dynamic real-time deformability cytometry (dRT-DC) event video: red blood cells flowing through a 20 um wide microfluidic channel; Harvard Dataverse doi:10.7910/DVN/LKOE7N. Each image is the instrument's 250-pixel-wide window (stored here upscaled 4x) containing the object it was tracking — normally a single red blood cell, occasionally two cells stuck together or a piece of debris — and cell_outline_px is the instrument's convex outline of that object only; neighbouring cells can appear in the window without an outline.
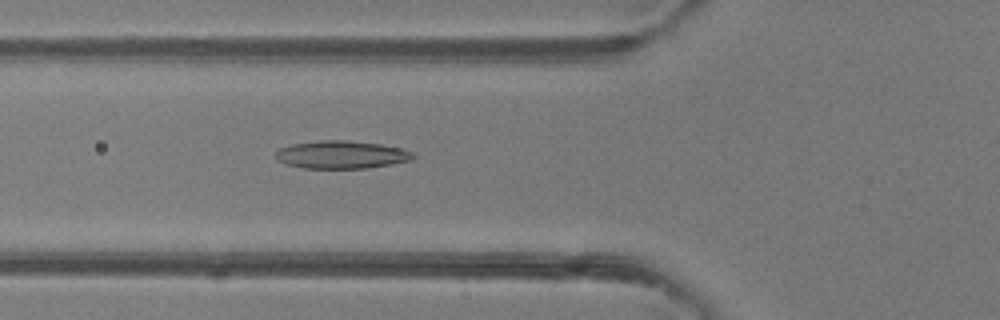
{"species": "common noctule bat (a hibernating species)", "species_latin": "Nyctalus noctula", "temperature_condition": "room temperature", "stored_images_in_passage": 29, "camera_frame_rate_fps": 3000, "um_per_image_px": 0.085, "animal": {"sex": "female"}, "frame": {"image": 1, "passage_image": 3, "time_ms": 0.667, "image_size_px": [1000, 320], "cell_outline_px": [[416, 156], [412, 160], [392, 164], [368, 168], [304, 168], [288, 164], [276, 160], [276, 152], [280, 148], [292, 144], [320, 140], [348, 140], [380, 144], [400, 148], [412, 152]], "centroid_in_image_um": [29.04, 13.14], "position_along_channel_um": 96.8, "area_um2": 22.25}}
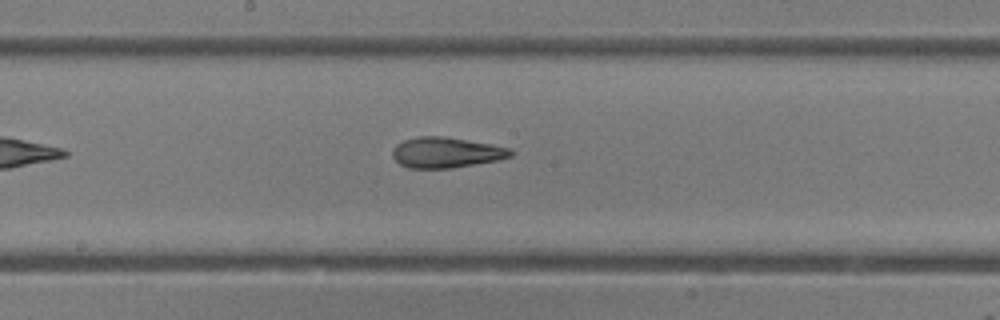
{"frame": {"image": 2, "passage_image": 11, "time_ms": 3.333, "image_size_px": [1000, 320], "cell_outline_px": [[516, 152], [512, 156], [500, 160], [452, 168], [408, 168], [400, 164], [392, 156], [392, 148], [396, 144], [404, 140], [420, 136], [444, 136], [492, 144], [512, 148]], "centroid_in_image_um": [37.96, 12.96], "position_along_channel_um": 210.2, "area_um2": 21.33}}
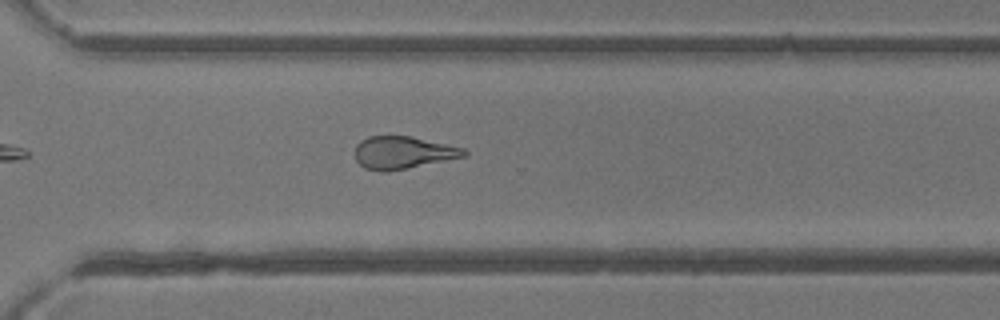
{"frame": {"image": 3, "passage_image": 20, "time_ms": 6.333, "image_size_px": [1000, 320], "cell_outline_px": [[468, 152], [464, 156], [384, 172], [380, 172], [364, 168], [356, 160], [356, 144], [360, 140], [368, 136], [412, 136], [464, 148]], "centroid_in_image_um": [34.2, 12.95], "position_along_channel_um": 336.4, "area_um2": 20.35}, "authors_computed_cell_mechanics": {"area_um2": 21.3282, "velocity_mm_per_s": 4.2265, "shape_relaxation_time_tau1_ms": 6.4801, "shape_relaxation_time_tau2_ms": 2.8238, "deformation_change_tau1": 0.1915, "deformation_change_tau2": 0.1277}}